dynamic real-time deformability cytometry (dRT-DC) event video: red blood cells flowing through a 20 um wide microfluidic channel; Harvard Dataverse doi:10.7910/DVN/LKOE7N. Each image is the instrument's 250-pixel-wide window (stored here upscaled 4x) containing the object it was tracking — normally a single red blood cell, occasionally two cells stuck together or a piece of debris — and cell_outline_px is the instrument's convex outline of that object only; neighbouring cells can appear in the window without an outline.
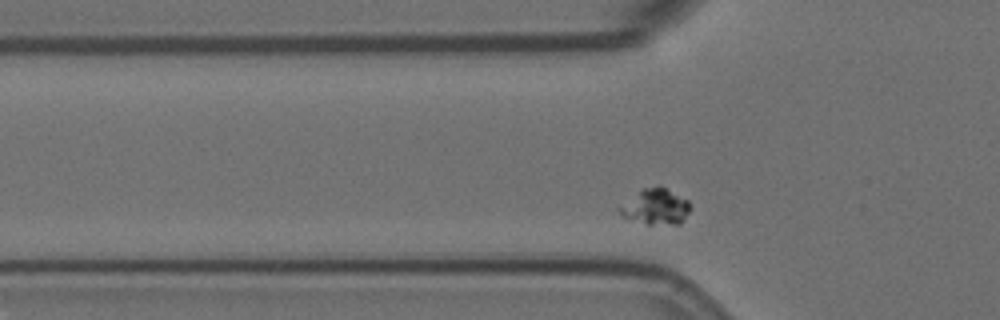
{"species": "Egyptian fruit bat (a non-hibernating species)", "species_latin": "Rousettus aegyptiacus", "temperature_condition": "room temperature", "stored_images_in_passage": 37, "camera_frame_rate_fps": 3000, "um_per_image_px": 0.085, "animal": {"sex": "female"}, "frame": {"image": 1, "passage_image": 5, "time_ms": 1.333, "image_size_px": [1000, 320], "cell_outline_px": [[692, 204], [688, 212], [680, 224], [648, 224], [624, 216], [616, 212], [616, 208], [644, 188], [656, 184], [660, 184], [688, 200]], "centroid_in_image_um": [55.75, 17.54], "position_along_channel_um": 70.1, "area_um2": 14.74}}
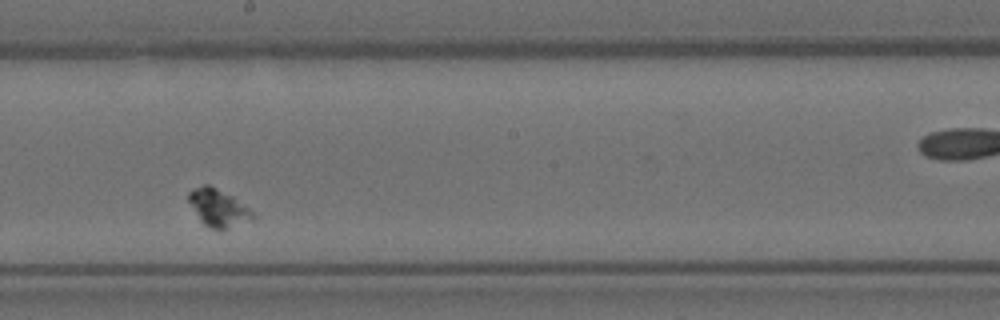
{"frame": {"image": 2, "passage_image": 20, "time_ms": 6.333, "image_size_px": [1000, 320], "cell_outline_px": [[256, 216], [252, 220], [220, 232], [208, 228], [200, 220], [188, 200], [188, 192], [204, 184], [208, 184], [232, 196], [248, 208]], "centroid_in_image_um": [18.56, 17.72], "position_along_channel_um": 229.6, "area_um2": 14.05}}
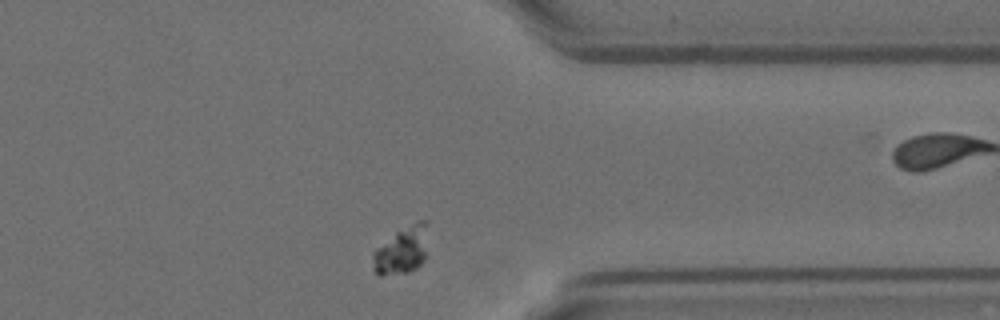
{"frame": {"image": 3, "passage_image": 34, "time_ms": 11.0, "image_size_px": [1000, 320], "cell_outline_px": [[428, 224], [424, 260], [416, 268], [408, 272], [380, 276], [372, 268], [372, 252], [376, 248], [396, 232], [420, 220], [428, 220]], "centroid_in_image_um": [34.14, 21.29], "position_along_channel_um": 377.3, "area_um2": 15.2}}